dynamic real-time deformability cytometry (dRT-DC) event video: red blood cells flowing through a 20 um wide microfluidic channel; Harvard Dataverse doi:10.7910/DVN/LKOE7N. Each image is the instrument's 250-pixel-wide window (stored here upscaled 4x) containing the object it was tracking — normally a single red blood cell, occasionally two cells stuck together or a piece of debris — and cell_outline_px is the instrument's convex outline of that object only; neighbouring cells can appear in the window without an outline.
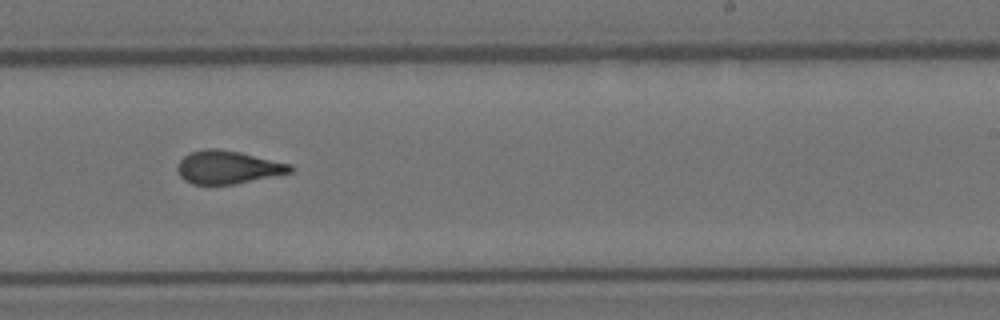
{"species": "Egyptian fruit bat (a non-hibernating species)", "species_latin": "Rousettus aegyptiacus", "temperature_condition": "room temperature", "stored_images_in_passage": 12, "camera_frame_rate_fps": 3000, "um_per_image_px": 0.085, "animal": {"sex": "female"}, "frame": {"image": 1, "passage_image": 6, "time_ms": 1.667, "image_size_px": [1000, 320], "cell_outline_px": [[292, 172], [236, 184], [192, 184], [184, 180], [180, 176], [176, 168], [180, 160], [184, 156], [192, 152], [208, 148], [216, 148], [240, 152], [292, 164]], "centroid_in_image_um": [19.36, 14.22], "position_along_channel_um": 269.6, "area_um2": 21.68}}
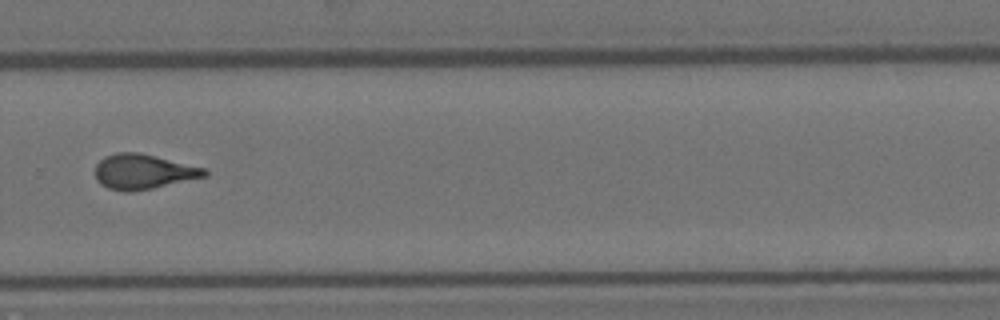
{"frame": {"image": 2, "passage_image": 7, "time_ms": 2.0, "image_size_px": [1000, 320], "cell_outline_px": [[208, 176], [152, 188], [128, 192], [124, 192], [108, 188], [100, 184], [96, 180], [96, 164], [104, 156], [116, 152], [140, 152], [204, 168], [208, 172]], "centroid_in_image_um": [12.15, 14.59], "position_along_channel_um": 317.6, "area_um2": 22.25}}
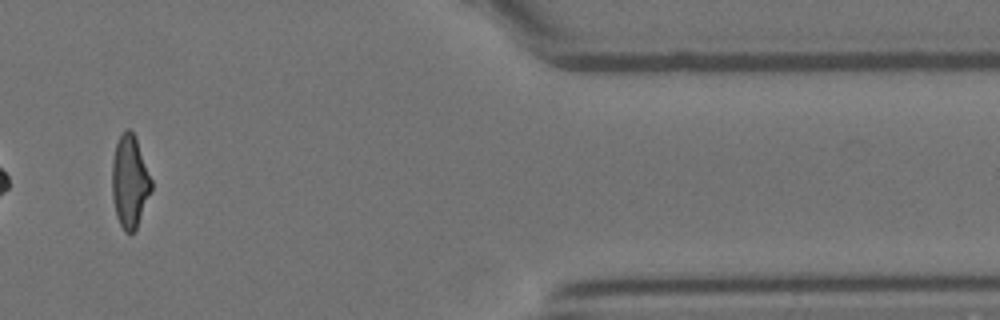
{"frame": {"image": 3, "passage_image": 10, "time_ms": 3.0, "image_size_px": [1000, 320], "cell_outline_px": [[152, 192], [136, 232], [124, 232], [116, 216], [112, 196], [112, 160], [116, 144], [124, 128], [128, 128], [132, 132], [136, 140], [152, 180]], "centroid_in_image_um": [11.04, 15.49], "position_along_channel_um": 400.4, "area_um2": 21.39}}